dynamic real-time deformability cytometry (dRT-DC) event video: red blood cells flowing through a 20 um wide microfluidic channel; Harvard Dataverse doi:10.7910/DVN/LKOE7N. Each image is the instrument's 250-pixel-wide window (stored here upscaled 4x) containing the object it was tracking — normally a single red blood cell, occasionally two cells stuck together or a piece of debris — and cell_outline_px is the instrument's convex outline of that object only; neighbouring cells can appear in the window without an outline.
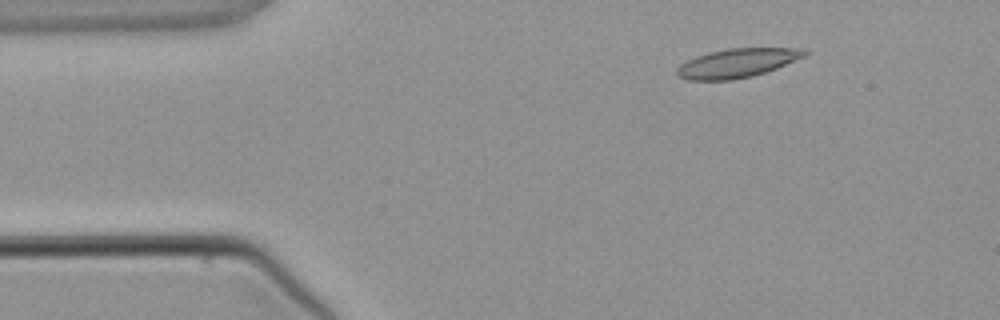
{"species": "common noctule bat (a hibernating species)", "species_latin": "Nyctalus noctula", "temperature_condition": "warm", "stored_images_in_passage": 3, "camera_frame_rate_fps": 3000, "um_per_image_px": 0.085, "animal": {"sex": "male", "body_mass_g": 21.5, "forearm_length_mm": 52.0}, "frame": {"image": 1, "passage_image": 2, "time_ms": 1.0, "image_size_px": [1000, 320], "cell_outline_px": [[812, 52], [804, 56], [776, 68], [752, 76], [732, 80], [688, 80], [676, 76], [676, 68], [680, 64], [696, 56], [708, 52], [728, 48], [808, 48]], "centroid_in_image_um": [62.65, 5.35], "position_along_channel_um": 22.3, "area_um2": 21.68}}